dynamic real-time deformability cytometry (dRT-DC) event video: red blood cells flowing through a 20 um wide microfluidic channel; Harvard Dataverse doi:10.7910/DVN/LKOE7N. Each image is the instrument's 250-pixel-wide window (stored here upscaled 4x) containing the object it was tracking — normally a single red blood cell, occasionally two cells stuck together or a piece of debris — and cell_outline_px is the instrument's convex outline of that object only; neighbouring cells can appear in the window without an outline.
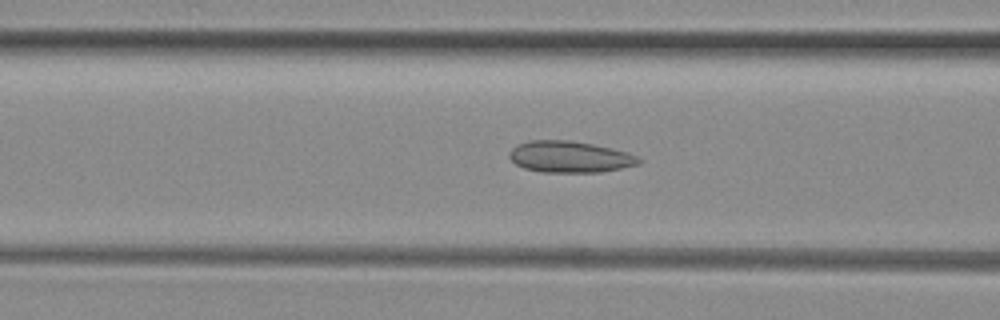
{"species": "common noctule bat (a hibernating species)", "species_latin": "Nyctalus noctula", "temperature_condition": "room temperature", "stored_images_in_passage": 34, "camera_frame_rate_fps": 3000, "um_per_image_px": 0.085, "animal": {"sex": "female", "body_mass_g": 29.2, "forearm_length_mm": 56.3}, "frame": {"image": 1, "passage_image": 12, "time_ms": 3.667, "image_size_px": [1000, 320], "cell_outline_px": [[644, 160], [640, 164], [600, 172], [540, 172], [524, 168], [516, 164], [508, 156], [508, 152], [512, 148], [528, 140], [568, 140], [592, 144], [612, 148], [628, 152]], "centroid_in_image_um": [48.44, 13.33], "position_along_channel_um": 118.2, "area_um2": 23.76}}
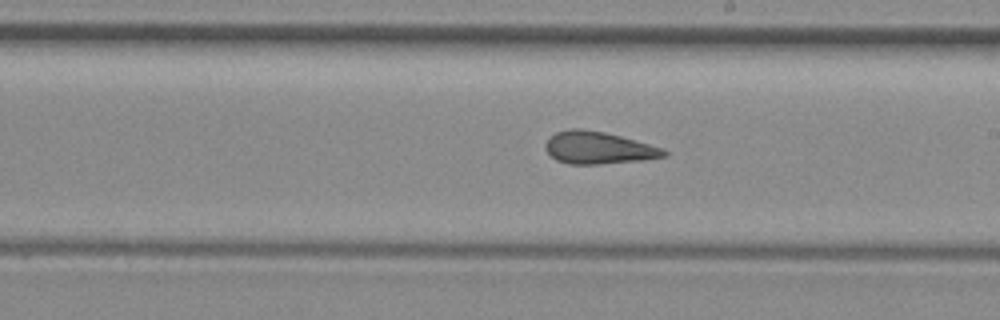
{"frame": {"image": 2, "passage_image": 21, "time_ms": 6.667, "image_size_px": [1000, 320], "cell_outline_px": [[668, 156], [644, 160], [600, 164], [568, 164], [556, 160], [544, 148], [544, 144], [556, 132], [568, 128], [584, 128], [604, 132], [620, 136], [664, 148], [668, 152]], "centroid_in_image_um": [50.87, 12.56], "position_along_channel_um": 238.1, "area_um2": 22.43}}
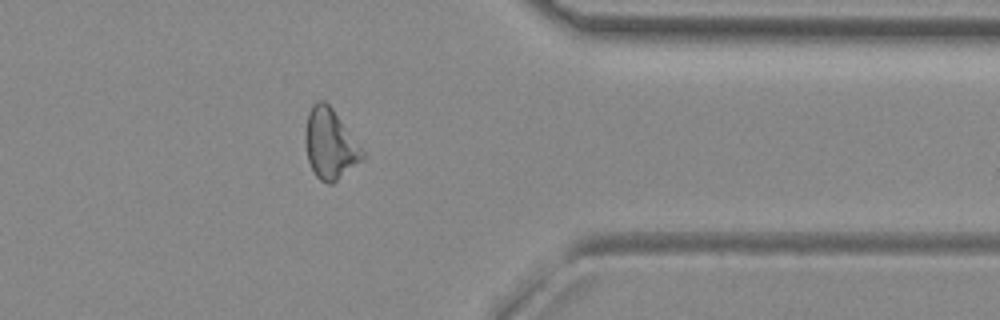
{"frame": {"image": 3, "passage_image": 33, "time_ms": 10.667, "image_size_px": [1000, 320], "cell_outline_px": [[364, 156], [360, 160], [332, 184], [328, 184], [320, 180], [312, 172], [308, 160], [304, 144], [304, 132], [308, 112], [312, 104], [316, 100], [324, 100], [332, 108], [364, 152]], "centroid_in_image_um": [27.98, 12.22], "position_along_channel_um": 383.4, "area_um2": 23.12}}